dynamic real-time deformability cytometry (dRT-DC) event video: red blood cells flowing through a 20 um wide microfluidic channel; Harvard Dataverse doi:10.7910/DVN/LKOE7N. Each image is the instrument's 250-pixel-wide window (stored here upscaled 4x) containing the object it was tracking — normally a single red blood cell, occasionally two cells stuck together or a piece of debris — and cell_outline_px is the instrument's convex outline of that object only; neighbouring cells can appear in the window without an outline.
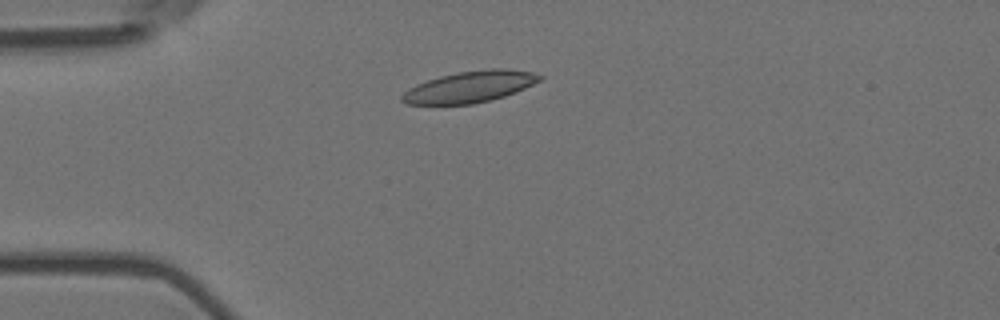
{"species": "Egyptian fruit bat (a non-hibernating species)", "species_latin": "Rousettus aegyptiacus", "temperature_condition": "room temperature", "stored_images_in_passage": 7, "camera_frame_rate_fps": 3000, "um_per_image_px": 0.085, "animal": {"sex": "female"}, "frame": {"image": 1, "passage_image": 1, "time_ms": 0.0, "image_size_px": [1000, 320], "cell_outline_px": [[544, 76], [540, 80], [524, 88], [504, 96], [492, 100], [472, 104], [408, 104], [400, 100], [400, 96], [408, 88], [416, 84], [440, 76], [456, 72], [492, 68], [504, 68], [532, 72]], "centroid_in_image_um": [39.91, 7.37], "position_along_channel_um": 45.1, "area_um2": 25.09}}
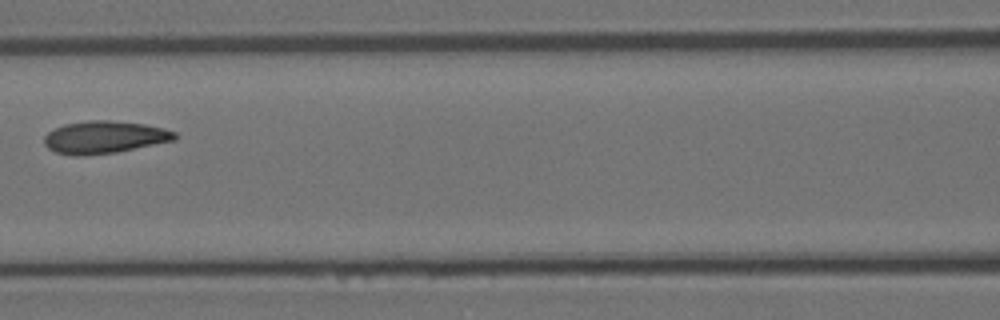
{"frame": {"image": 2, "passage_image": 4, "time_ms": 1.0, "image_size_px": [1000, 320], "cell_outline_px": [[176, 140], [116, 152], [80, 156], [72, 156], [56, 152], [48, 148], [44, 144], [44, 136], [48, 132], [64, 124], [88, 120], [108, 120], [144, 124], [164, 128], [176, 132]], "centroid_in_image_um": [8.86, 11.66], "position_along_channel_um": 157.7, "area_um2": 24.68}}
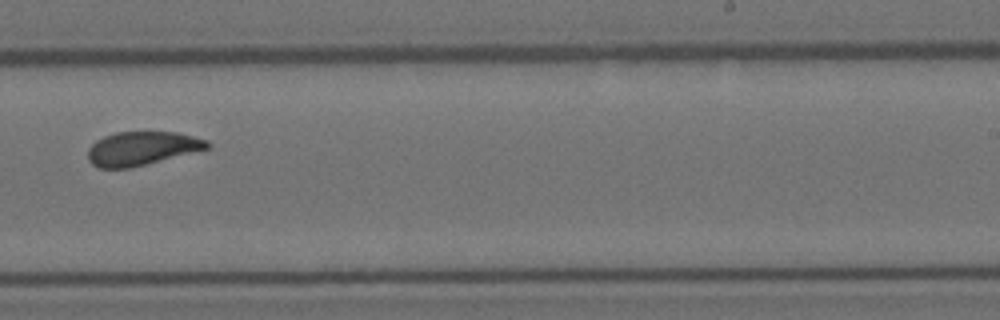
{"frame": {"image": 3, "passage_image": 7, "time_ms": 2.0, "image_size_px": [1000, 320], "cell_outline_px": [[212, 144], [208, 148], [132, 168], [100, 168], [92, 164], [88, 160], [88, 148], [96, 140], [104, 136], [116, 132], [176, 132], [208, 140]], "centroid_in_image_um": [12.04, 12.62], "position_along_channel_um": 277.0, "area_um2": 23.41}}